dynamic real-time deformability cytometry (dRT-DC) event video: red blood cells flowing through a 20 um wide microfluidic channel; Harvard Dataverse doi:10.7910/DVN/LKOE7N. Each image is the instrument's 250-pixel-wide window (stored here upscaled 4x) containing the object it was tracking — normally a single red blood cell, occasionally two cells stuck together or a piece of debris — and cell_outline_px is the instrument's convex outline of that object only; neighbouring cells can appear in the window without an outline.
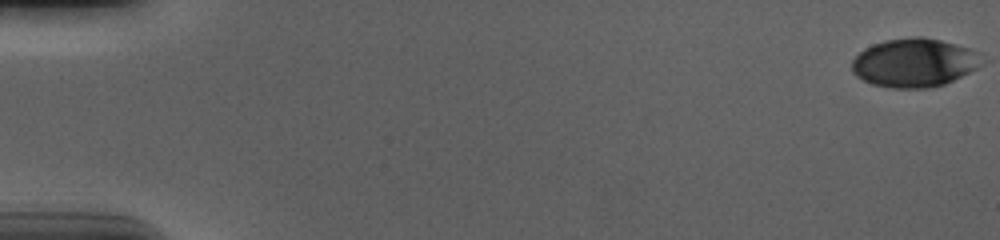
{"species": "human", "species_latin": "Homo sapiens", "temperature_condition": "cold", "stored_images_in_passage": 57, "camera_frame_rate_fps": 3000, "um_per_image_px": 0.085, "donor": {"sex": "male"}, "frame": {"image": 1, "passage_image": 1, "time_ms": 0.0, "image_size_px": [1000, 240], "cell_outline_px": [[984, 64], [944, 84], [932, 88], [892, 88], [872, 84], [856, 76], [852, 72], [852, 60], [864, 48], [872, 44], [884, 40], [912, 36], [920, 36], [940, 40], [968, 48], [980, 52]], "centroid_in_image_um": [77.7, 5.32], "position_along_channel_um": 7.3, "area_um2": 36.93}}
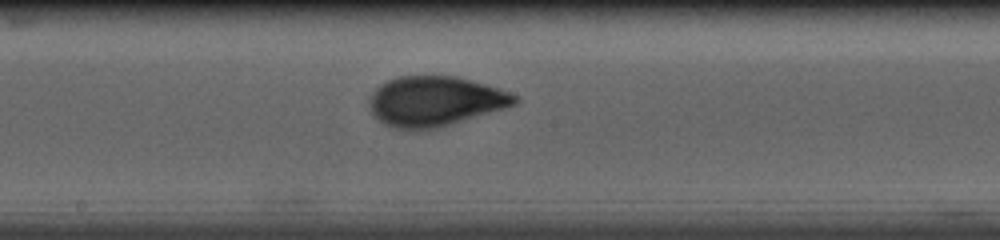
{"frame": {"image": 2, "passage_image": 32, "time_ms": 10.333, "image_size_px": [1000, 240], "cell_outline_px": [[520, 100], [516, 104], [504, 108], [436, 128], [416, 132], [396, 128], [384, 124], [372, 116], [372, 92], [380, 84], [388, 80], [400, 76], [456, 76], [484, 84], [520, 96]], "centroid_in_image_um": [36.97, 8.62], "position_along_channel_um": 211.2, "area_um2": 42.08}}
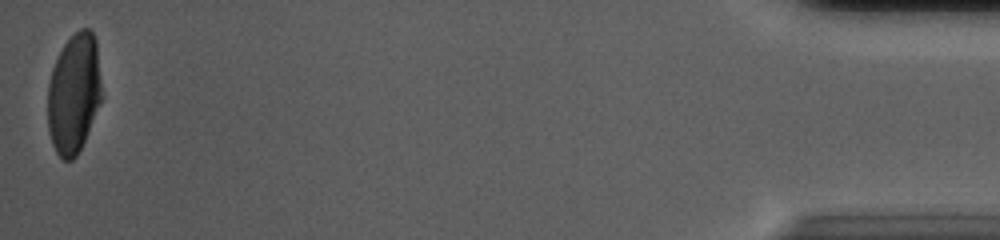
{"frame": {"image": 3, "passage_image": 57, "time_ms": 18.667, "image_size_px": [1000, 240], "cell_outline_px": [[104, 96], [84, 140], [76, 156], [72, 160], [64, 160], [56, 152], [52, 144], [48, 128], [48, 84], [52, 68], [64, 44], [80, 28], [88, 28], [92, 32], [96, 40]], "centroid_in_image_um": [6.31, 7.94], "position_along_channel_um": 428.9, "area_um2": 37.97}, "authors_computed_cell_mechanics": {"area_um2": 39.8242, "velocity_mm_per_s": 3.6818, "shape_relaxation_time_tau1_ms": 4.3144, "shape_relaxation_time_tau2_ms": 0.9103, "deformation_change_tau1": 0.1879, "deformation_change_tau2": 0.0567}}